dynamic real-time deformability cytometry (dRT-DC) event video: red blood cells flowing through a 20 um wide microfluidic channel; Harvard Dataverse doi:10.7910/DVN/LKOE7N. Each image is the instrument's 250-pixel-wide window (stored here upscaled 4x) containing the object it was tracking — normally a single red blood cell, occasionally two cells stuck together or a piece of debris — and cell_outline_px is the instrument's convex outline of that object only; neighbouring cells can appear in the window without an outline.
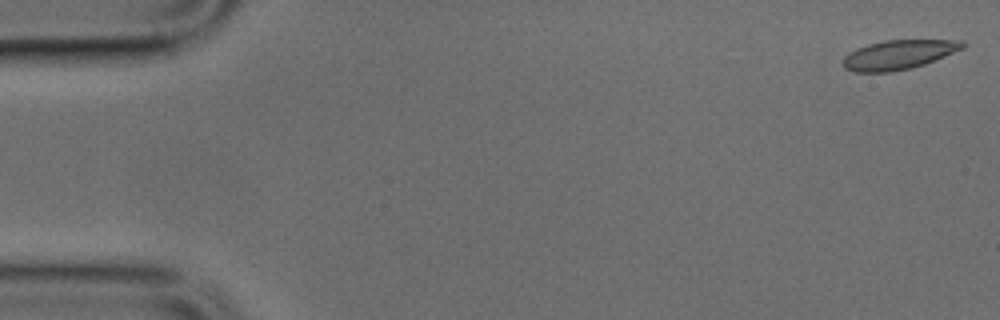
{"species": "common noctule bat (a hibernating species)", "species_latin": "Nyctalus noctula", "temperature_condition": "cold", "stored_images_in_passage": 7, "camera_frame_rate_fps": 3000, "um_per_image_px": 0.085, "animal": {"sex": "male", "body_mass_g": 17.9, "forearm_length_mm": 54.2}, "frame": {"image": 1, "passage_image": 1, "time_ms": 0.0, "image_size_px": [1000, 320], "cell_outline_px": [[968, 44], [964, 48], [924, 64], [912, 68], [888, 72], [856, 72], [844, 68], [844, 56], [848, 52], [856, 48], [868, 44], [884, 40], [964, 40]], "centroid_in_image_um": [76.39, 4.64], "position_along_channel_um": 8.6, "area_um2": 20.46}}